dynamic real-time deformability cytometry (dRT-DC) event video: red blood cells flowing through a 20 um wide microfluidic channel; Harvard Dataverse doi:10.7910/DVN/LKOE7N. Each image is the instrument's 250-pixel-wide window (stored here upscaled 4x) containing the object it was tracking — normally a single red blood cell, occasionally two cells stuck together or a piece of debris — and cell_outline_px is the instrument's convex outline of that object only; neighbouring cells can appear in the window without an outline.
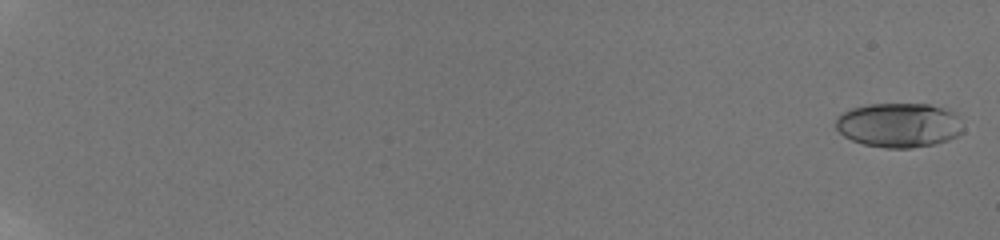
{"species": "human", "species_latin": "Homo sapiens", "temperature_condition": "room temperature", "stored_images_in_passage": 42, "camera_frame_rate_fps": 3000, "um_per_image_px": 0.085, "donor": {"sex": "male"}, "frame": {"image": 1, "passage_image": 1, "time_ms": 0.0, "image_size_px": [1000, 240], "cell_outline_px": [[964, 132], [948, 140], [936, 144], [912, 148], [884, 148], [864, 144], [852, 140], [844, 136], [836, 128], [836, 116], [852, 108], [868, 104], [928, 104], [944, 108], [952, 112], [956, 116], [964, 128]], "centroid_in_image_um": [76.41, 10.64], "position_along_channel_um": 8.6, "area_um2": 33.06}}
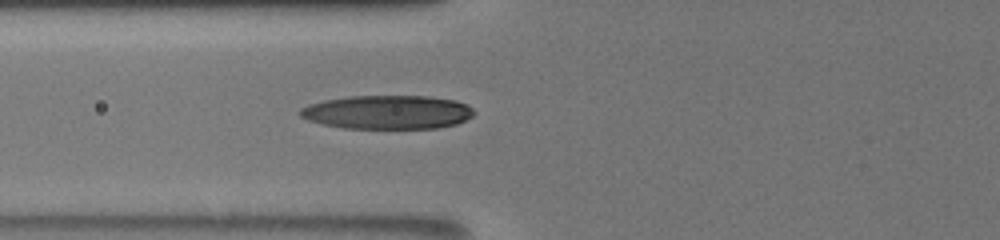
{"frame": {"image": 2, "passage_image": 22, "time_ms": 8.667, "image_size_px": [1000, 240], "cell_outline_px": [[476, 112], [472, 116], [456, 124], [436, 128], [344, 128], [324, 124], [308, 120], [300, 116], [300, 108], [308, 104], [324, 100], [352, 96], [428, 96], [456, 100], [468, 104]], "centroid_in_image_um": [32.96, 9.53], "position_along_channel_um": 92.8, "area_um2": 34.22}}
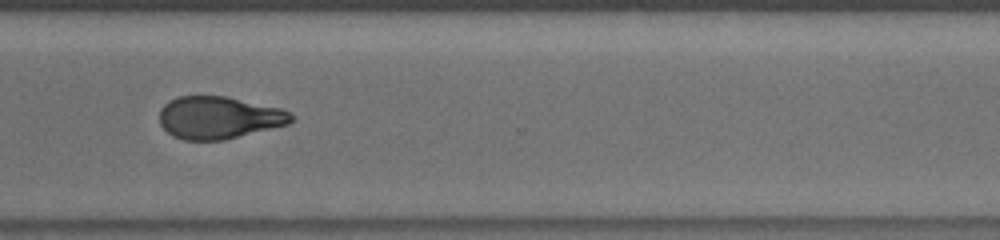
{"frame": {"image": 3, "passage_image": 35, "time_ms": 15.333, "image_size_px": [1000, 240], "cell_outline_px": [[296, 116], [288, 124], [224, 140], [184, 140], [172, 136], [160, 124], [160, 108], [168, 100], [180, 96], [224, 96], [284, 108]], "centroid_in_image_um": [18.62, 9.99], "position_along_channel_um": 352.0, "area_um2": 32.71}, "authors_computed_cell_mechanics": {"area_um2": 32.6859, "velocity_mm_per_s": 3.8945, "shape_relaxation_time_tau1_ms": 11.3568, "shape_relaxation_time_tau2_ms": 5.5401, "deformation_change_tau1": 0.3013, "deformation_change_tau2": 0.1377}}